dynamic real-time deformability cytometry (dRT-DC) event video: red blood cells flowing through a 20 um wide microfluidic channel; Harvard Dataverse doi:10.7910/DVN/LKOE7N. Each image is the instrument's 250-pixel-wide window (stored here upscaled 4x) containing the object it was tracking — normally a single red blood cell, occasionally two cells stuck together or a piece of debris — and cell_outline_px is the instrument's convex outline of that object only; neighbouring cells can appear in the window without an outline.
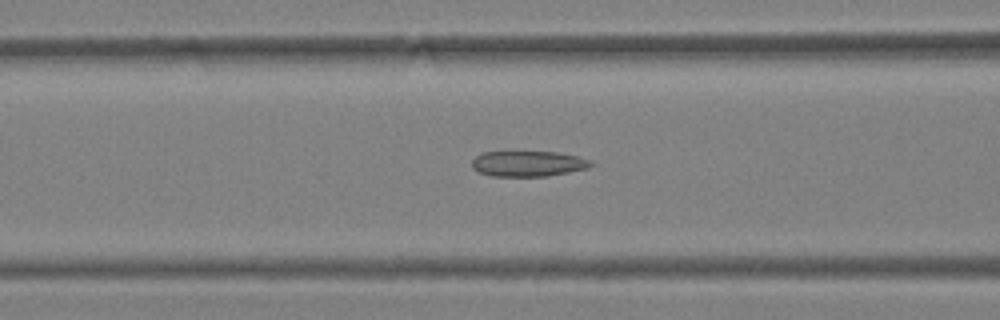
{"species": "Egyptian fruit bat (a non-hibernating species)", "species_latin": "Rousettus aegyptiacus", "temperature_condition": "warm", "stored_images_in_passage": 43, "camera_frame_rate_fps": 3000, "um_per_image_px": 0.085, "animal": {"sex": "female"}, "frame": {"image": 1, "passage_image": 16, "time_ms": 5.0, "image_size_px": [1000, 320], "cell_outline_px": [[596, 164], [588, 168], [548, 176], [492, 176], [480, 172], [472, 168], [472, 160], [476, 156], [484, 152], [556, 152], [576, 156], [592, 160]], "centroid_in_image_um": [44.92, 13.91], "position_along_channel_um": 121.7, "area_um2": 17.69}}
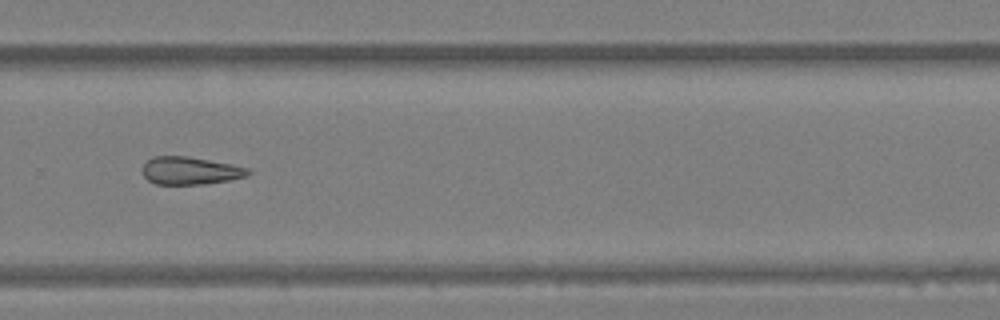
{"frame": {"image": 2, "passage_image": 29, "time_ms": 9.333, "image_size_px": [1000, 320], "cell_outline_px": [[252, 172], [244, 176], [228, 180], [204, 184], [156, 184], [148, 180], [140, 172], [140, 168], [152, 156], [188, 156], [232, 164], [248, 168]], "centroid_in_image_um": [16.11, 14.5], "position_along_channel_um": 313.7, "area_um2": 17.11}}
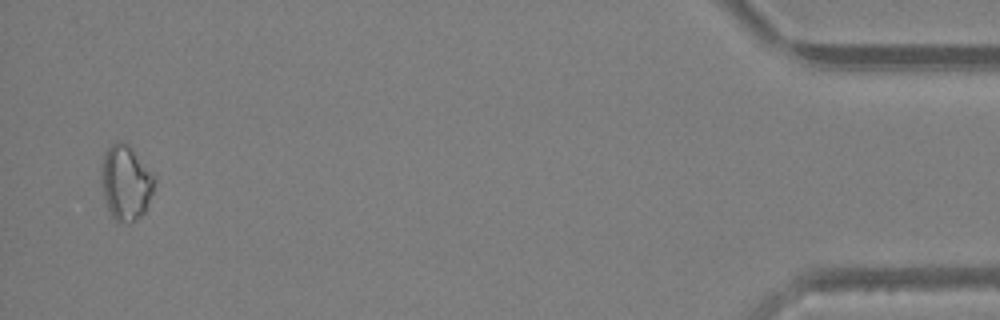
{"frame": {"image": 3, "passage_image": 42, "time_ms": 13.667, "image_size_px": [1000, 320], "cell_outline_px": [[156, 180], [152, 192], [144, 212], [140, 216], [128, 224], [116, 220], [112, 216], [108, 208], [104, 196], [100, 172], [104, 152], [116, 140], [120, 140], [128, 144], [132, 148], [156, 176]], "centroid_in_image_um": [10.69, 15.49], "position_along_channel_um": 424.5, "area_um2": 23.24}}